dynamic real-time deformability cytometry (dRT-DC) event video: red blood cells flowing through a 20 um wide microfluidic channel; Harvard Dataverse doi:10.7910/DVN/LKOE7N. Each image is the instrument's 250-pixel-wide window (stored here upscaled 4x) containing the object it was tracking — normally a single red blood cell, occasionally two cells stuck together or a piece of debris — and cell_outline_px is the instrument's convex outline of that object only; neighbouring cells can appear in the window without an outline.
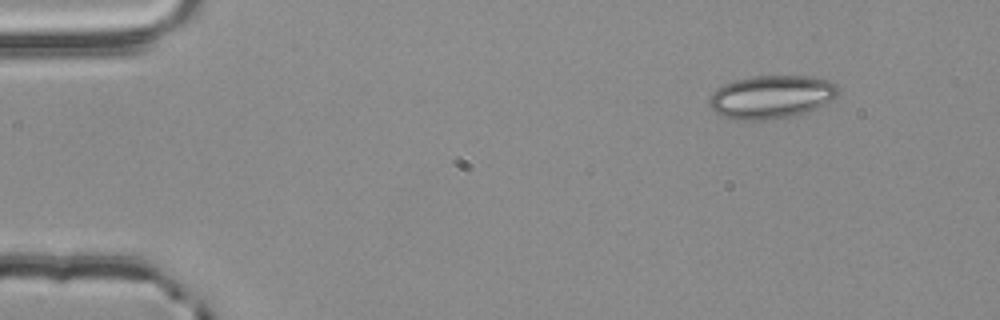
{"species": "common noctule bat (a hibernating species)", "species_latin": "Nyctalus noctula", "temperature_condition": "room temperature", "stored_images_in_passage": 49, "camera_frame_rate_fps": 3000, "um_per_image_px": 0.085, "animal": {"sex": "male", "body_mass_g": 20.4}, "frame": {"image": 1, "passage_image": 1, "time_ms": 0.0, "image_size_px": [1000, 320], "cell_outline_px": [[840, 92], [836, 96], [816, 108], [792, 116], [772, 120], [740, 120], [720, 116], [708, 104], [708, 100], [712, 92], [716, 88], [724, 84], [736, 80], [752, 76], [812, 76], [828, 80], [836, 84], [840, 88]], "centroid_in_image_um": [65.55, 8.23], "position_along_channel_um": 19.5, "area_um2": 32.6}}
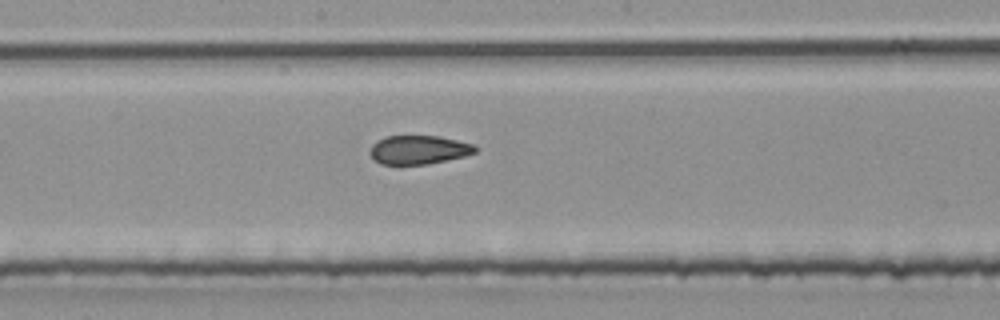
{"frame": {"image": 2, "passage_image": 24, "time_ms": 7.667, "image_size_px": [1000, 320], "cell_outline_px": [[476, 152], [464, 156], [428, 164], [380, 164], [368, 152], [372, 144], [376, 140], [388, 136], [440, 136], [476, 144]], "centroid_in_image_um": [35.6, 12.72], "position_along_channel_um": 212.6, "area_um2": 17.69}}
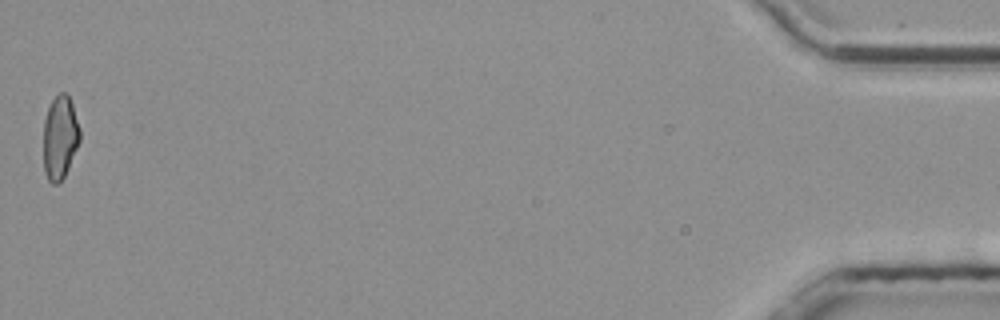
{"frame": {"image": 3, "passage_image": 49, "time_ms": 16.0, "image_size_px": [1000, 320], "cell_outline_px": [[80, 140], [68, 168], [64, 176], [56, 184], [52, 184], [48, 180], [44, 172], [44, 120], [48, 108], [52, 100], [60, 92], [68, 92], [80, 128]], "centroid_in_image_um": [5.1, 11.66], "position_along_channel_um": 430.1, "area_um2": 17.69}, "authors_computed_cell_mechanics": {"area_um2": 18.9006, "velocity_mm_per_s": 3.8331, "shape_relaxation_time_tau1_ms": 10.0457, "shape_relaxation_time_tau2_ms": 1.8241, "deformation_change_tau1": 0.1853, "deformation_change_tau2": 0.0651}}